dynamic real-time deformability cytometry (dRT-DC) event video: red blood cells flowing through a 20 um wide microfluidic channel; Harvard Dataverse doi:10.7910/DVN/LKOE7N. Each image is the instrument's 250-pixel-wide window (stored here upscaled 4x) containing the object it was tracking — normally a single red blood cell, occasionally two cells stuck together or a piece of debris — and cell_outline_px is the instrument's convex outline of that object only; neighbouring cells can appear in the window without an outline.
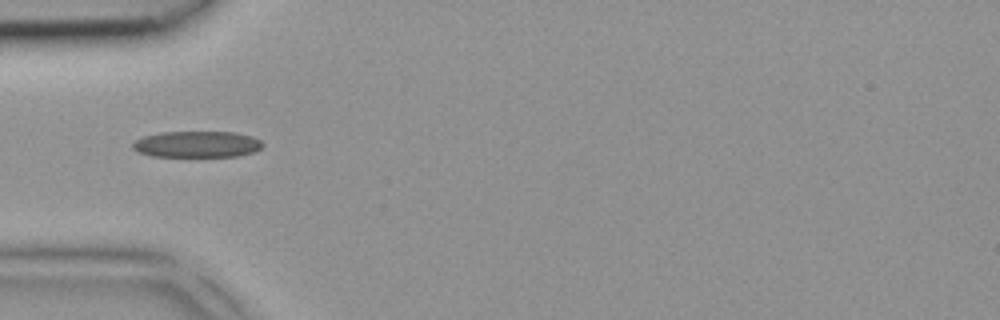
{"species": "common noctule bat (a hibernating species)", "species_latin": "Nyctalus noctula", "temperature_condition": "room temperature", "stored_images_in_passage": 2, "camera_frame_rate_fps": 3000, "um_per_image_px": 0.085, "animal": {"sex": "female", "body_mass_g": 18.4}, "frame": {"image": 1, "passage_image": 2, "time_ms": 0.333, "image_size_px": [1000, 320], "cell_outline_px": [[264, 144], [260, 148], [252, 152], [236, 156], [152, 156], [140, 152], [132, 148], [132, 144], [136, 140], [144, 136], [160, 132], [236, 132], [252, 136], [260, 140]], "centroid_in_image_um": [16.75, 12.25], "position_along_channel_um": 68.3, "area_um2": 19.77}}